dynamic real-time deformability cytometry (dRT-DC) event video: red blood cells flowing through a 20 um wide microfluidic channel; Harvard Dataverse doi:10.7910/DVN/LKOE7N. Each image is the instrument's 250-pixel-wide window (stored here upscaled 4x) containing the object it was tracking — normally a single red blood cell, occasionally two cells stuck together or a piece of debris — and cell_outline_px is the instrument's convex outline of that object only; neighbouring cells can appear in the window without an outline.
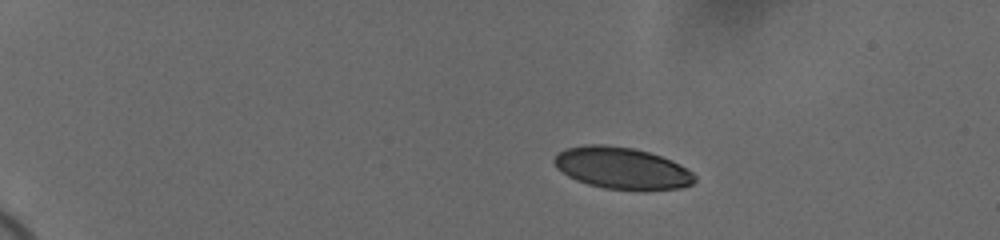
{"species": "human", "species_latin": "Homo sapiens", "temperature_condition": "cold", "stored_images_in_passage": 47, "camera_frame_rate_fps": 3000, "um_per_image_px": 0.085, "donor": {"sex": "female"}, "frame": {"image": 1, "passage_image": 1, "time_ms": 0.0, "image_size_px": [1000, 240], "cell_outline_px": [[696, 180], [692, 184], [680, 188], [604, 188], [588, 184], [576, 180], [568, 176], [556, 168], [552, 160], [556, 152], [564, 148], [584, 144], [604, 144], [632, 148], [648, 152], [672, 160], [680, 164], [692, 172], [696, 176]], "centroid_in_image_um": [52.79, 14.25], "position_along_channel_um": 32.2, "area_um2": 33.87}}
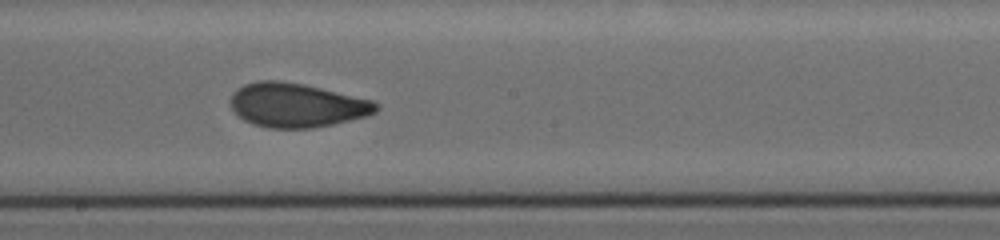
{"frame": {"image": 2, "passage_image": 25, "time_ms": 8.0, "image_size_px": [1000, 240], "cell_outline_px": [[380, 108], [376, 112], [368, 116], [332, 124], [312, 128], [268, 128], [252, 124], [244, 120], [232, 108], [232, 92], [236, 88], [244, 84], [256, 80], [280, 80], [304, 84], [372, 100], [380, 104]], "centroid_in_image_um": [25.23, 8.93], "position_along_channel_um": 223.0, "area_um2": 37.51}}
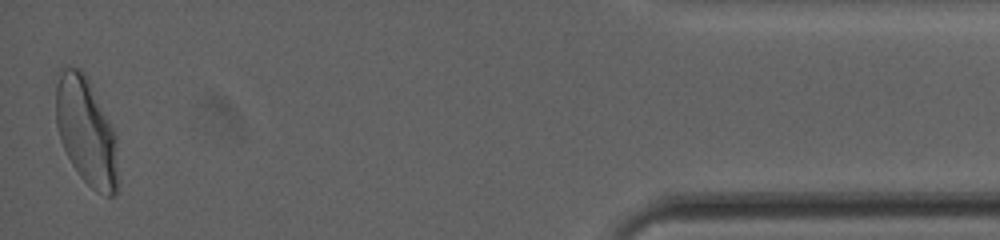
{"frame": {"image": 3, "passage_image": 47, "time_ms": 15.333, "image_size_px": [1000, 240], "cell_outline_px": [[120, 184], [116, 192], [112, 196], [108, 196], [96, 192], [80, 176], [72, 164], [60, 140], [56, 124], [56, 84], [60, 68], [68, 64], [80, 68], [84, 72], [116, 136], [120, 180]], "centroid_in_image_um": [7.34, 11.19], "position_along_channel_um": 427.9, "area_um2": 39.25}, "authors_computed_cell_mechanics": {"area_um2": 36.4718, "velocity_mm_per_s": 3.6627, "shape_relaxation_time_tau1_ms": 6.1043, "shape_relaxation_time_tau2_ms": 1.1339, "deformation_change_tau1": 0.178, "deformation_change_tau2": 0.0725}}